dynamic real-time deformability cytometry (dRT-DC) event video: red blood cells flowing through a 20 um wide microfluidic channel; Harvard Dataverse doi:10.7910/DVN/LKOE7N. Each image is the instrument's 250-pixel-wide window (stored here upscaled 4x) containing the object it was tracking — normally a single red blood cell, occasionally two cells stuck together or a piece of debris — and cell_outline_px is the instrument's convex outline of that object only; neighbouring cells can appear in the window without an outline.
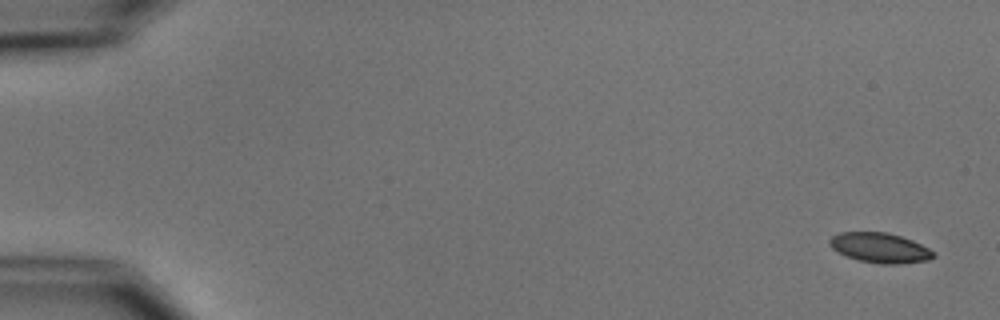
{"species": "common noctule bat (a hibernating species)", "species_latin": "Nyctalus noctula", "temperature_condition": "cold", "stored_images_in_passage": 6, "camera_frame_rate_fps": 3000, "um_per_image_px": 0.085, "animal": {"sex": "male", "body_mass_g": 15.6}, "frame": {"image": 1, "passage_image": 1, "time_ms": 0.0, "image_size_px": [1000, 320], "cell_outline_px": [[936, 256], [928, 260], [896, 264], [880, 264], [860, 260], [836, 252], [828, 244], [828, 240], [832, 236], [840, 232], [888, 232], [912, 240], [936, 252]], "centroid_in_image_um": [74.78, 21.06], "position_along_channel_um": 10.2, "area_um2": 18.15}}